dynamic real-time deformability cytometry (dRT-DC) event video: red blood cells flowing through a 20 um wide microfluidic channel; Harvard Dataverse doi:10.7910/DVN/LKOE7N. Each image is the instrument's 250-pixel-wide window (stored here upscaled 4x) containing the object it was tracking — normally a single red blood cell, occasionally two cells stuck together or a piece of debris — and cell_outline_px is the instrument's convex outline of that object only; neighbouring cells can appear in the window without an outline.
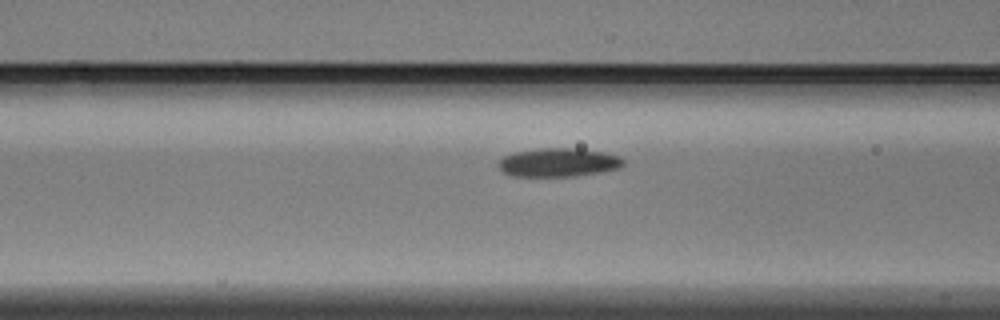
{"species": "Egyptian fruit bat (a non-hibernating species)", "species_latin": "Rousettus aegyptiacus", "temperature_condition": "warm", "stored_images_in_passage": 15, "camera_frame_rate_fps": 3000, "um_per_image_px": 0.085, "animal": {"sex": "male"}, "frame": {"image": 1, "passage_image": 13, "time_ms": 4.0, "image_size_px": [1000, 320], "cell_outline_px": [[624, 164], [620, 168], [572, 176], [508, 176], [496, 164], [504, 156], [512, 152], [540, 148], [580, 148], [604, 152], [620, 156], [624, 160]], "centroid_in_image_um": [47.44, 13.79], "position_along_channel_um": 119.2, "area_um2": 20.92}}